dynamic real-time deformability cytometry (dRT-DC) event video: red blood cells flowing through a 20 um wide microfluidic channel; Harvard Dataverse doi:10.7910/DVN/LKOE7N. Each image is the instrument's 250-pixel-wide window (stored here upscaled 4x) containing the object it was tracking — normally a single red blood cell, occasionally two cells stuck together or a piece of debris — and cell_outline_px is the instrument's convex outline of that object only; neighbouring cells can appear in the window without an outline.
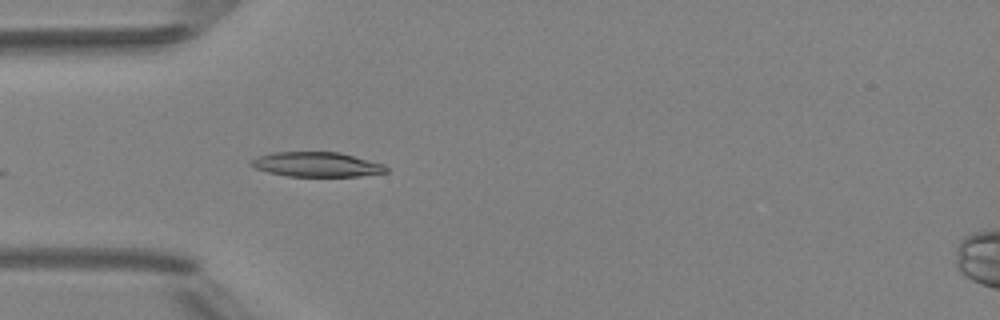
{"species": "Egyptian fruit bat (a non-hibernating species)", "species_latin": "Rousettus aegyptiacus", "temperature_condition": "room temperature", "stored_images_in_passage": 4, "camera_frame_rate_fps": 3000, "um_per_image_px": 0.085, "animal": {"sex": "female"}, "frame": {"image": 1, "passage_image": 4, "time_ms": 3.667, "image_size_px": [1000, 320], "cell_outline_px": [[388, 172], [360, 176], [288, 176], [268, 172], [256, 168], [248, 164], [256, 156], [272, 152], [340, 152], [384, 164], [388, 168]], "centroid_in_image_um": [26.92, 13.97], "position_along_channel_um": 58.1, "area_um2": 19.48}}